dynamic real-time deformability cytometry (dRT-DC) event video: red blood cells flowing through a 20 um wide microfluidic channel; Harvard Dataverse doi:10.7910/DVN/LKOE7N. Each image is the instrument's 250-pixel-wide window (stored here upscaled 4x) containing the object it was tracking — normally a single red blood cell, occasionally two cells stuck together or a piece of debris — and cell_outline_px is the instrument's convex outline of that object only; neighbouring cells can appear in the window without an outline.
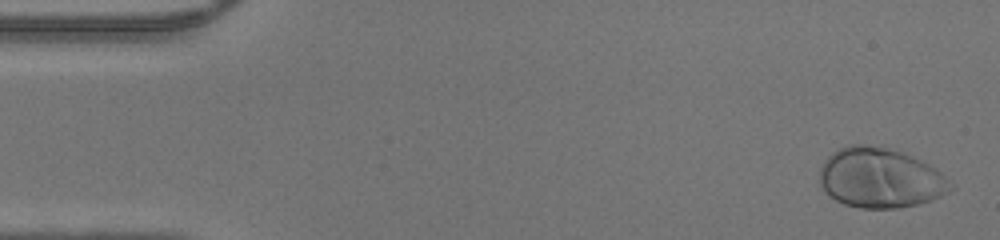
{"species": "human", "species_latin": "Homo sapiens", "temperature_condition": "warm", "stored_images_in_passage": 47, "camera_frame_rate_fps": 3000, "um_per_image_px": 0.085, "donor": {"sex": "male"}, "frame": {"image": 1, "passage_image": 2, "time_ms": 0.333, "image_size_px": [1000, 240], "cell_outline_px": [[956, 188], [932, 200], [920, 204], [900, 208], [860, 208], [844, 204], [828, 196], [824, 192], [820, 184], [820, 168], [824, 160], [832, 152], [848, 144], [864, 144], [884, 148], [900, 152], [912, 156], [936, 168]], "centroid_in_image_um": [74.8, 15.14], "position_along_channel_um": 10.2, "area_um2": 45.89}}
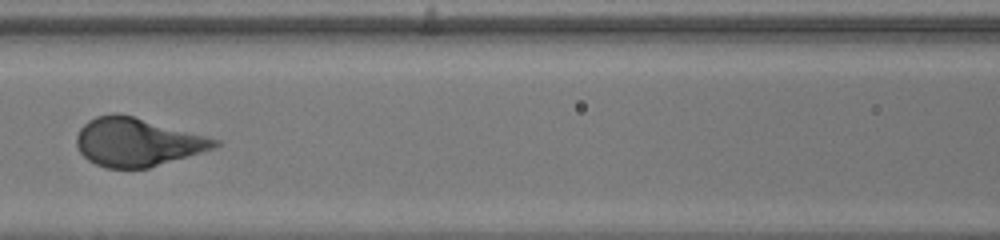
{"frame": {"image": 2, "passage_image": 21, "time_ms": 6.667, "image_size_px": [1000, 240], "cell_outline_px": [[220, 144], [212, 148], [200, 152], [148, 168], [104, 168], [88, 160], [80, 152], [76, 144], [76, 136], [80, 128], [88, 120], [96, 116], [112, 112], [120, 112], [220, 140]], "centroid_in_image_um": [11.6, 12.06], "position_along_channel_um": 155.0, "area_um2": 38.73}}
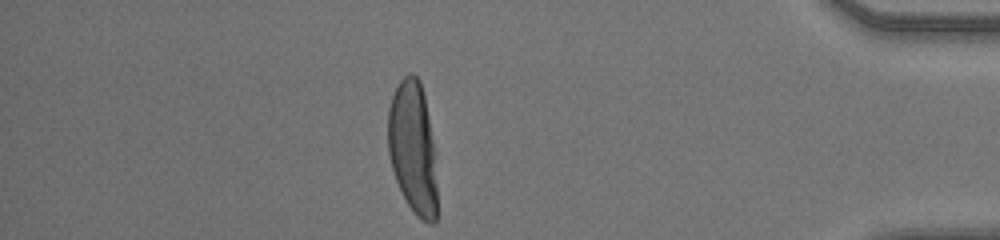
{"frame": {"image": 3, "passage_image": 41, "time_ms": 13.333, "image_size_px": [1000, 240], "cell_outline_px": [[436, 220], [432, 224], [428, 224], [416, 216], [408, 204], [396, 180], [392, 168], [388, 152], [388, 108], [392, 96], [400, 80], [408, 72], [412, 72], [420, 80], [424, 96], [428, 116], [432, 140], [436, 184]], "centroid_in_image_um": [35.07, 12.55], "position_along_channel_um": 400.1, "area_um2": 37.51}}